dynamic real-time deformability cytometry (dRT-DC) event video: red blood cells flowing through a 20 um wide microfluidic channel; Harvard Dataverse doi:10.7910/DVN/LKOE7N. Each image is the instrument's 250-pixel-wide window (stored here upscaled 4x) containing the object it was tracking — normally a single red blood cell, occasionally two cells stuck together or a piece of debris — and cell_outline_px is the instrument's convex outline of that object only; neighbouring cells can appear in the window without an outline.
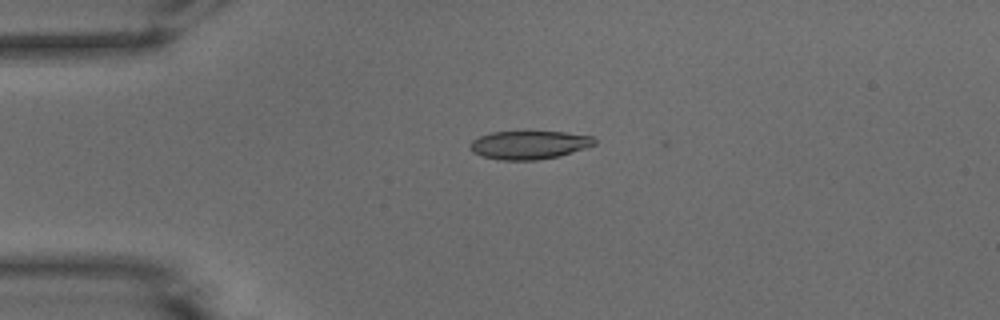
{"species": "common noctule bat (a hibernating species)", "species_latin": "Nyctalus noctula", "temperature_condition": "warm", "stored_images_in_passage": 38, "camera_frame_rate_fps": 3000, "um_per_image_px": 0.085, "animal": {"sex": "male", "body_mass_g": 15.6}, "frame": {"image": 1, "passage_image": 1, "time_ms": 0.0, "image_size_px": [1000, 320], "cell_outline_px": [[596, 144], [560, 156], [536, 160], [500, 160], [484, 156], [472, 152], [468, 144], [472, 140], [480, 136], [492, 132], [520, 128], [564, 132], [592, 136], [596, 140]], "centroid_in_image_um": [44.95, 12.26], "position_along_channel_um": 40.1, "area_um2": 21.5}}
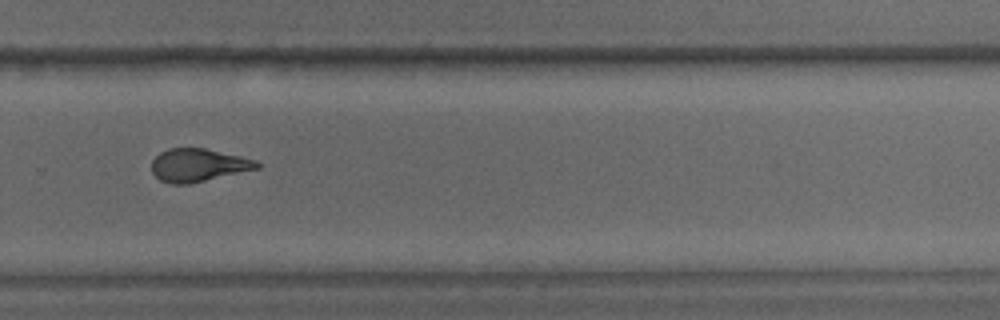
{"frame": {"image": 2, "passage_image": 24, "time_ms": 7.667, "image_size_px": [1000, 320], "cell_outline_px": [[260, 168], [188, 184], [172, 184], [160, 180], [152, 172], [152, 160], [160, 152], [168, 148], [204, 148], [240, 156], [256, 160], [260, 164]], "centroid_in_image_um": [16.84, 14.03], "position_along_channel_um": 313.0, "area_um2": 20.11}}
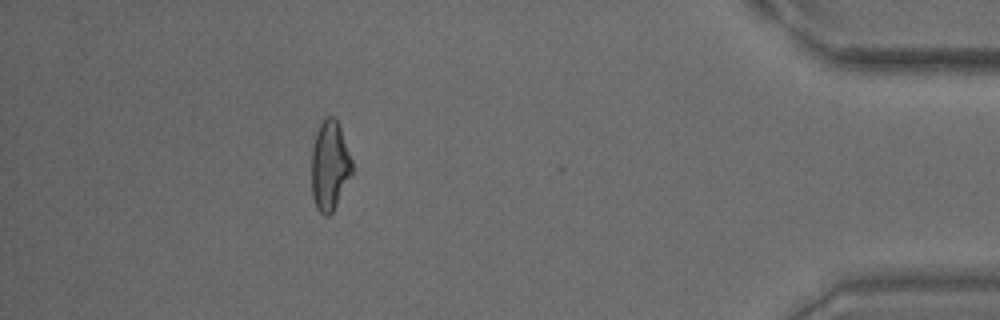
{"frame": {"image": 3, "passage_image": 35, "time_ms": 11.333, "image_size_px": [1000, 320], "cell_outline_px": [[352, 176], [332, 212], [328, 216], [324, 216], [316, 208], [312, 196], [312, 144], [316, 132], [324, 116], [332, 116], [336, 120], [340, 128], [352, 160]], "centroid_in_image_um": [28.02, 14.09], "position_along_channel_um": 407.2, "area_um2": 21.21}, "authors_computed_cell_mechanics": {"area_um2": 21.2415, "velocity_mm_per_s": 3.9252, "shape_relaxation_time_tau1_ms": 8.5883, "shape_relaxation_time_tau2_ms": 1.8427, "deformation_change_tau1": 0.2445, "deformation_change_tau2": 0.0983}}